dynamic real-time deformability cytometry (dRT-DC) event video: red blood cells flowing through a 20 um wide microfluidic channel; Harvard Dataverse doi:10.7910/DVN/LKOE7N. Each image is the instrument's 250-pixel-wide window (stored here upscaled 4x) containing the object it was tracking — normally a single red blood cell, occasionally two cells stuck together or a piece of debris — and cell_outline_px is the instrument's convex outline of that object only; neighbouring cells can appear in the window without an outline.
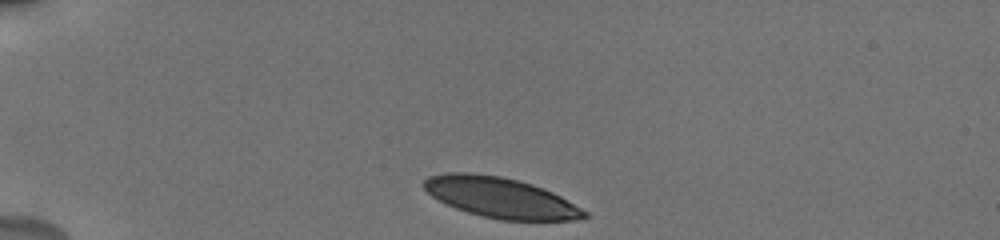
{"species": "human", "species_latin": "Homo sapiens", "temperature_condition": "cold", "stored_images_in_passage": 36, "camera_frame_rate_fps": 3000, "um_per_image_px": 0.085, "donor": {"sex": "male"}, "frame": {"image": 1, "passage_image": 1, "time_ms": 0.0, "image_size_px": [1000, 240], "cell_outline_px": [[588, 216], [584, 220], [500, 220], [468, 212], [456, 208], [432, 196], [424, 188], [424, 180], [428, 176], [444, 172], [472, 172], [500, 176], [532, 184], [544, 188], [560, 196], [588, 212]], "centroid_in_image_um": [42.56, 16.79], "position_along_channel_um": 42.4, "area_um2": 37.63}}
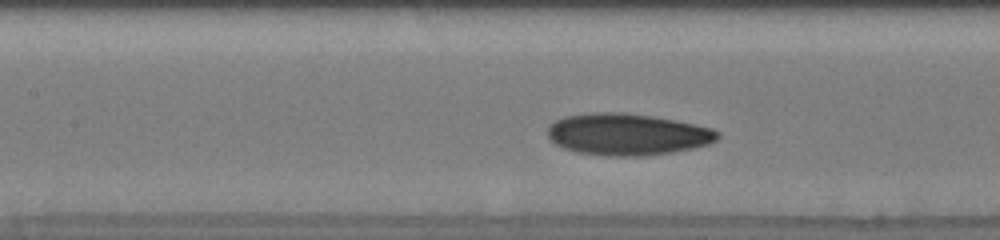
{"frame": {"image": 2, "passage_image": 13, "time_ms": 4.333, "image_size_px": [1000, 240], "cell_outline_px": [[720, 136], [716, 140], [708, 144], [692, 148], [672, 152], [644, 156], [608, 156], [576, 152], [564, 148], [556, 144], [548, 136], [548, 128], [556, 120], [564, 116], [592, 112], [624, 112], [652, 116], [676, 120], [696, 124], [712, 128], [720, 132]], "centroid_in_image_um": [53.34, 11.41], "position_along_channel_um": 154.1, "area_um2": 41.44}}
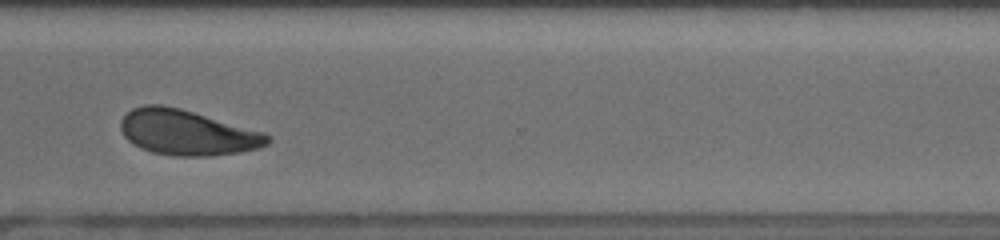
{"frame": {"image": 3, "passage_image": 29, "time_ms": 9.667, "image_size_px": [1000, 240], "cell_outline_px": [[272, 140], [268, 144], [260, 148], [240, 152], [208, 156], [172, 156], [152, 152], [140, 148], [132, 144], [124, 136], [120, 128], [120, 120], [132, 108], [144, 104], [160, 104], [180, 108], [264, 132], [272, 136]], "centroid_in_image_um": [15.9, 11.27], "position_along_channel_um": 354.7, "area_um2": 39.02}, "authors_computed_cell_mechanics": {"area_um2": 39.3907, "velocity_mm_per_s": 3.761, "shape_relaxation_time_tau1_ms": 3.0816, "shape_relaxation_time_tau2_ms": 2.7665, "deformation_change_tau1": 0.1235, "deformation_change_tau2": 0.0831}}